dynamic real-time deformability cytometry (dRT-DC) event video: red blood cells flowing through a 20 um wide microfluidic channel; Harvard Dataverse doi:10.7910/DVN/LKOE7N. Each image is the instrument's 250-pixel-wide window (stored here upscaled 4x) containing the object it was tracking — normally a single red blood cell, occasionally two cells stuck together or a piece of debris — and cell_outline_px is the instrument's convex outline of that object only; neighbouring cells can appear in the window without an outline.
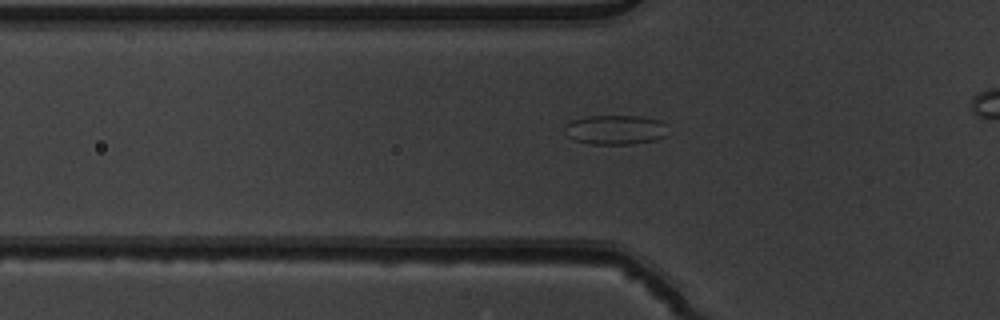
{"species": "common noctule bat (a hibernating species)", "species_latin": "Nyctalus noctula", "temperature_condition": "warm", "stored_images_in_passage": 43, "segment_of_instrument_passage": [1, 2], "camera_frame_rate_fps": 3000, "um_per_image_px": 0.085, "animal": {"sex": "male", "body_mass_g": 19.5, "forearm_length_mm": 54.6}, "frame": {"image": 1, "passage_image": 18, "time_ms": 5.667, "image_size_px": [1000, 320], "cell_outline_px": [[664, 136], [656, 140], [632, 144], [588, 144], [572, 140], [564, 132], [564, 128], [572, 120], [588, 116], [640, 116], [660, 120], [664, 124]], "centroid_in_image_um": [52.25, 11.04], "position_along_channel_um": 73.6, "area_um2": 17.69}}
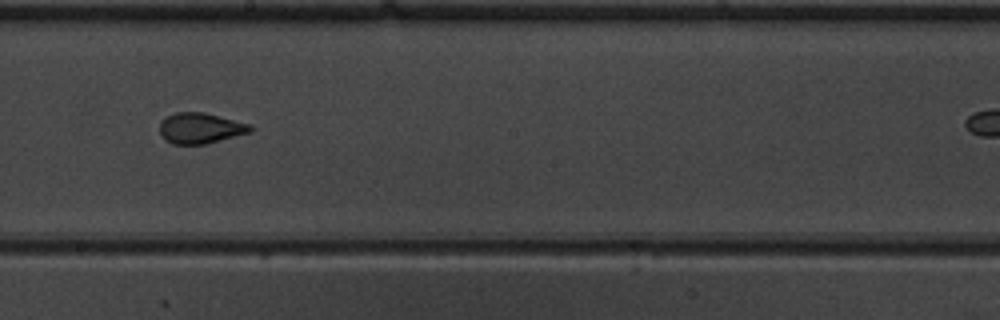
{"frame": {"image": 2, "passage_image": 30, "time_ms": 9.667, "image_size_px": [1000, 320], "cell_outline_px": [[256, 128], [252, 132], [204, 144], [172, 144], [164, 140], [160, 136], [160, 120], [176, 112], [204, 112], [252, 124]], "centroid_in_image_um": [17.05, 10.89], "position_along_channel_um": 231.1, "area_um2": 16.47}}
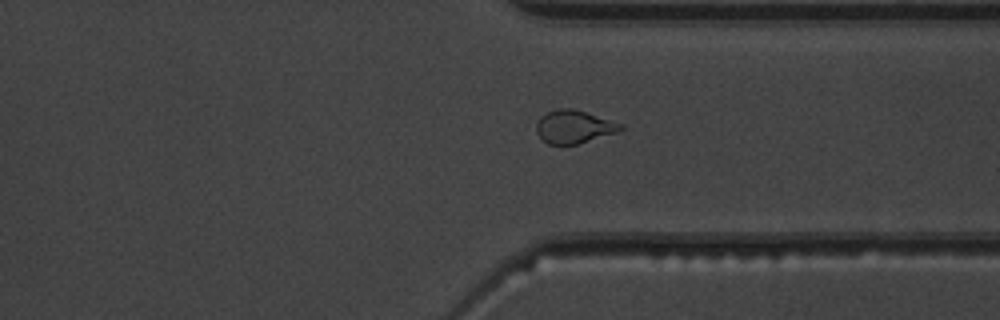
{"frame": {"image": 3, "passage_image": 40, "time_ms": 13.0, "image_size_px": [1000, 320], "cell_outline_px": [[624, 128], [620, 132], [576, 144], [548, 144], [536, 132], [536, 124], [540, 116], [556, 108], [572, 108], [624, 124]], "centroid_in_image_um": [48.81, 10.77], "position_along_channel_um": 362.6, "area_um2": 16.24}}